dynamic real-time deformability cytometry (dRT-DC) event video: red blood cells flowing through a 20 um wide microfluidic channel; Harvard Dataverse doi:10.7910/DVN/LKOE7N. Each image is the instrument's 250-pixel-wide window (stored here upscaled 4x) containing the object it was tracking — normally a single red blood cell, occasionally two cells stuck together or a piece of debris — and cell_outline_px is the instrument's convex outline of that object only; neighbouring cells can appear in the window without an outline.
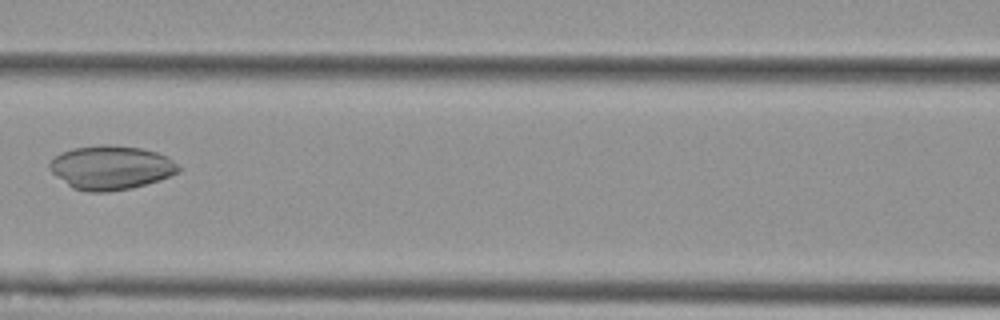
{"species": "Egyptian fruit bat (a non-hibernating species)", "species_latin": "Rousettus aegyptiacus", "temperature_condition": "cold", "stored_images_in_passage": 8, "camera_frame_rate_fps": 3000, "um_per_image_px": 0.085, "animal": {"sex": "female"}, "frame": {"image": 1, "passage_image": 7, "time_ms": 2.0, "image_size_px": [1000, 320], "cell_outline_px": [[180, 172], [160, 180], [132, 188], [108, 192], [92, 192], [72, 188], [56, 176], [48, 168], [48, 164], [60, 152], [72, 148], [100, 144], [108, 144], [140, 148], [156, 152], [168, 156], [180, 168]], "centroid_in_image_um": [9.42, 14.24], "position_along_channel_um": 157.2, "area_um2": 33.18}}
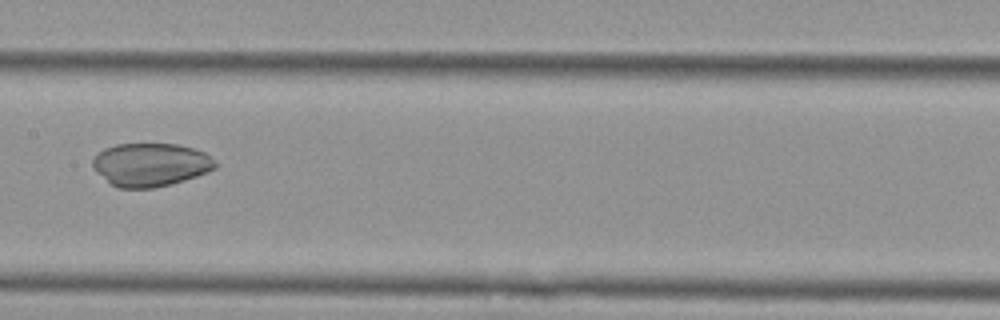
{"frame": {"image": 2, "passage_image": 8, "time_ms": 2.333, "image_size_px": [1000, 320], "cell_outline_px": [[220, 164], [216, 168], [208, 172], [172, 184], [152, 188], [120, 188], [112, 184], [96, 172], [92, 168], [92, 160], [96, 152], [104, 148], [116, 144], [176, 144], [192, 148], [204, 152]], "centroid_in_image_um": [12.79, 13.99], "position_along_channel_um": 194.6, "area_um2": 31.1}}